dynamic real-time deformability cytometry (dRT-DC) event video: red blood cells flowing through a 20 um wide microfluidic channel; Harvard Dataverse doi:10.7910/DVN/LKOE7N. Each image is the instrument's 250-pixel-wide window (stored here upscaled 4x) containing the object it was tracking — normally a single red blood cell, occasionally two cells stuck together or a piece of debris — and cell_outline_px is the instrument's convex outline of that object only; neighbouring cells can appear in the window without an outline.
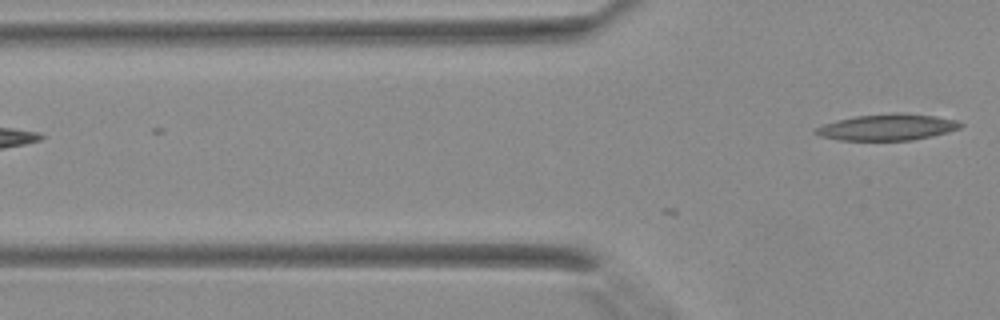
{"species": "Egyptian fruit bat (a non-hibernating species)", "species_latin": "Rousettus aegyptiacus", "temperature_condition": "warm", "stored_images_in_passage": 2, "camera_frame_rate_fps": 3000, "um_per_image_px": 0.085, "animal": {"sex": "female"}, "frame": {"image": 1, "passage_image": 2, "time_ms": 0.333, "image_size_px": [1000, 320], "cell_outline_px": [[964, 124], [960, 128], [948, 132], [912, 140], [840, 140], [820, 136], [812, 132], [816, 128], [824, 124], [836, 120], [856, 116], [892, 112], [904, 112], [936, 116], [956, 120]], "centroid_in_image_um": [75.43, 10.8], "position_along_channel_um": 50.4, "area_um2": 22.31}}